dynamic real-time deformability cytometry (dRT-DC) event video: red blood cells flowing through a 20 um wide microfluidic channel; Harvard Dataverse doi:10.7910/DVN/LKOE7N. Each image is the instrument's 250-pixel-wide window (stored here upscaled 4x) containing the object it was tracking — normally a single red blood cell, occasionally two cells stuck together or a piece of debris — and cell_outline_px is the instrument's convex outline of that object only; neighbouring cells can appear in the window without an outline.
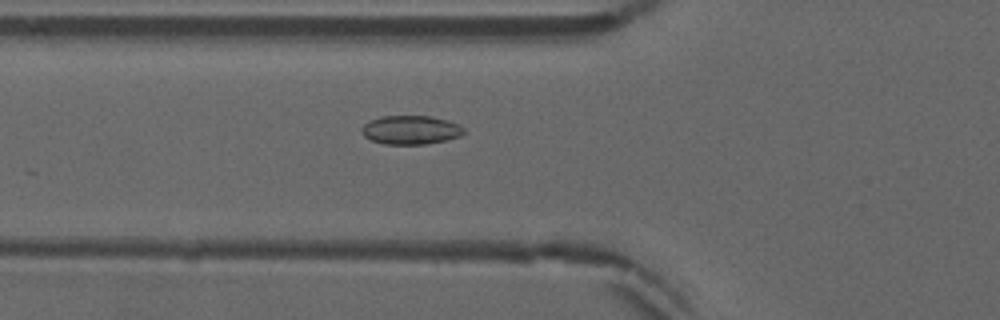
{"species": "common noctule bat (a hibernating species)", "species_latin": "Nyctalus noctula", "temperature_condition": "warm", "stored_images_in_passage": 35, "camera_frame_rate_fps": 3000, "um_per_image_px": 0.085, "animal": {"sex": "male", "forearm_length_mm": 52.5}, "frame": {"image": 1, "passage_image": 17, "time_ms": 5.333, "image_size_px": [1000, 320], "cell_outline_px": [[464, 132], [460, 136], [428, 144], [384, 144], [372, 140], [364, 136], [360, 132], [360, 128], [368, 120], [380, 116], [432, 116], [448, 120], [460, 124], [464, 128]], "centroid_in_image_um": [34.89, 11.03], "position_along_channel_um": 90.9, "area_um2": 17.34}}
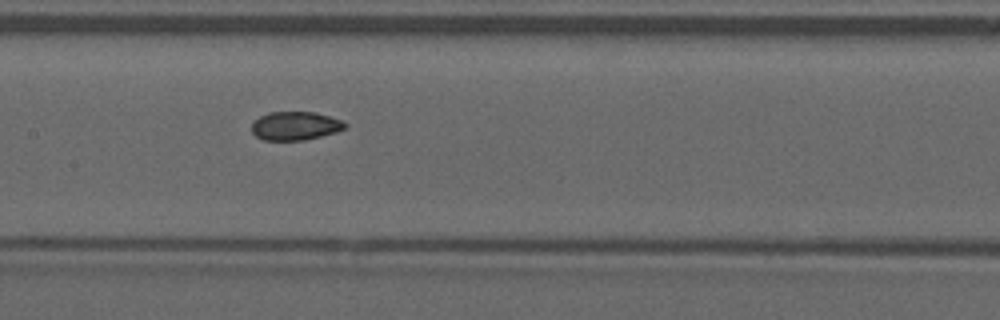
{"frame": {"image": 2, "passage_image": 24, "time_ms": 7.667, "image_size_px": [1000, 320], "cell_outline_px": [[348, 124], [344, 128], [336, 132], [304, 140], [264, 140], [256, 136], [252, 132], [252, 124], [260, 116], [268, 112], [316, 112], [340, 120]], "centroid_in_image_um": [25.08, 10.69], "position_along_channel_um": 182.3, "area_um2": 15.37}}
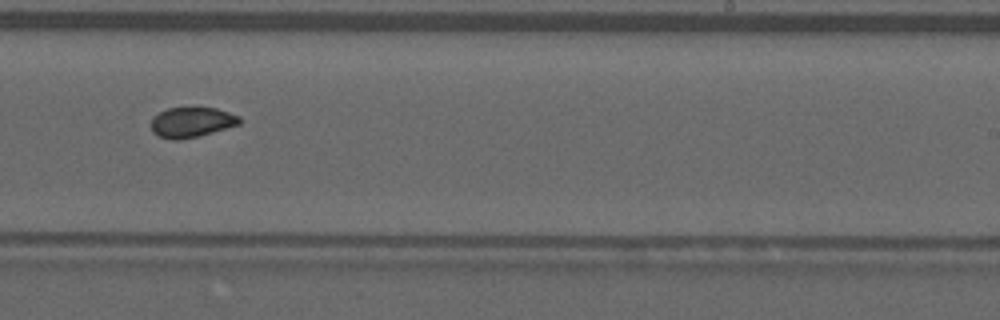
{"frame": {"image": 3, "passage_image": 31, "time_ms": 10.0, "image_size_px": [1000, 320], "cell_outline_px": [[240, 124], [212, 132], [180, 140], [172, 140], [160, 136], [152, 132], [152, 120], [160, 112], [168, 108], [196, 104], [216, 108], [240, 116]], "centroid_in_image_um": [16.31, 10.33], "position_along_channel_um": 272.7, "area_um2": 15.9}}